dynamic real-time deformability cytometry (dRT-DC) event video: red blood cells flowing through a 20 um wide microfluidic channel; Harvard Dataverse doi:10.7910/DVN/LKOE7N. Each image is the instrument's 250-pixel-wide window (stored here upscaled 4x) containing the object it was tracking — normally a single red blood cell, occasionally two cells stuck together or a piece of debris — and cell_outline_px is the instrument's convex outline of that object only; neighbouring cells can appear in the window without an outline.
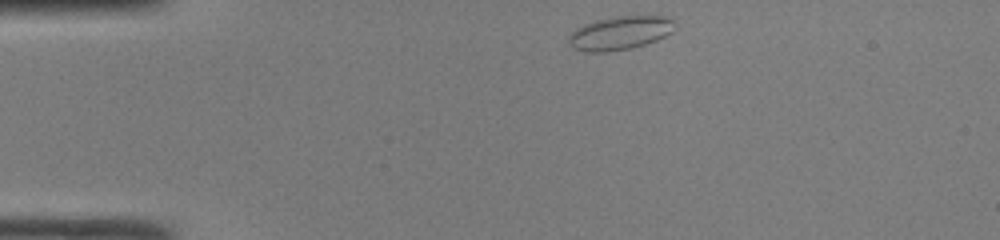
{"species": "common noctule bat (a hibernating species)", "species_latin": "Nyctalus noctula", "temperature_condition": "room temperature", "stored_images_in_passage": 40, "camera_frame_rate_fps": 3000, "um_per_image_px": 0.085, "animal": {"sex": "male", "body_mass_g": 19.0, "forearm_length_mm": 50.8}, "frame": {"image": 1, "passage_image": 1, "time_ms": 0.0, "image_size_px": [1000, 240], "cell_outline_px": [[676, 28], [672, 32], [656, 40], [632, 48], [608, 52], [584, 52], [572, 48], [568, 44], [568, 36], [576, 28], [584, 24], [596, 20], [616, 16], [668, 16], [672, 20]], "centroid_in_image_um": [52.67, 2.81], "position_along_channel_um": 32.3, "area_um2": 20.92}}
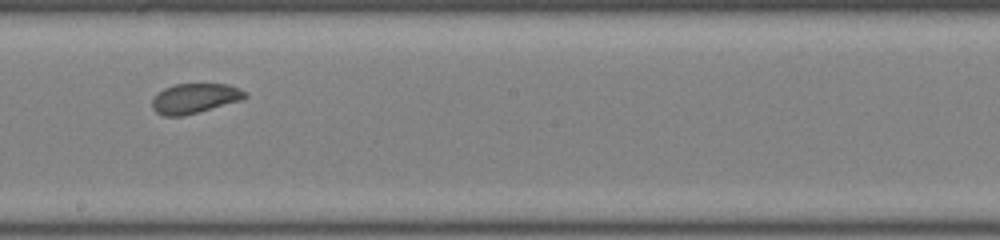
{"frame": {"image": 2, "passage_image": 19, "time_ms": 6.0, "image_size_px": [1000, 240], "cell_outline_px": [[248, 96], [244, 100], [180, 116], [164, 116], [156, 112], [152, 108], [152, 100], [164, 88], [176, 84], [228, 84], [240, 88], [248, 92]], "centroid_in_image_um": [16.61, 8.35], "position_along_channel_um": 231.6, "area_um2": 16.13}}
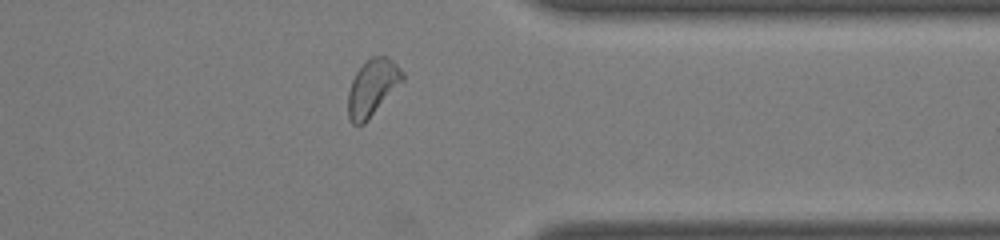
{"frame": {"image": 3, "passage_image": 30, "time_ms": 9.667, "image_size_px": [1000, 240], "cell_outline_px": [[404, 80], [364, 124], [352, 124], [348, 116], [348, 92], [352, 80], [356, 72], [372, 56], [388, 56], [404, 72]], "centroid_in_image_um": [31.66, 7.44], "position_along_channel_um": 379.7, "area_um2": 17.74}, "authors_computed_cell_mechanics": {"area_um2": 17.5423, "velocity_mm_per_s": 4.2002, "shape_relaxation_time_tau1_ms": 2.9922, "shape_relaxation_time_tau2_ms": 0.9036, "deformation_change_tau1": 0.0734, "deformation_change_tau2": 0.0417}}